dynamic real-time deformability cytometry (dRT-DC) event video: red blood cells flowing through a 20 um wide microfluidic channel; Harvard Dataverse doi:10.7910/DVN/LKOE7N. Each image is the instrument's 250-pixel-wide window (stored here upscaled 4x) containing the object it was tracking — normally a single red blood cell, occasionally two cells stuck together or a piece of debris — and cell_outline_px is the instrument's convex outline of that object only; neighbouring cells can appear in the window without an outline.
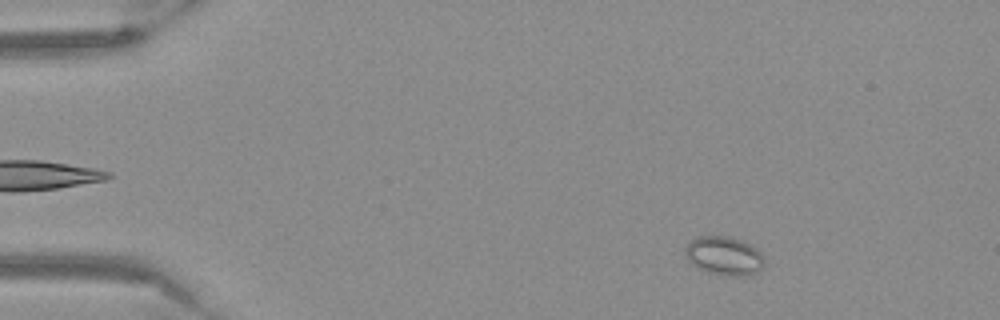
{"species": "Egyptian fruit bat (a non-hibernating species)", "species_latin": "Rousettus aegyptiacus", "temperature_condition": "warm", "stored_images_in_passage": 51, "camera_frame_rate_fps": 3000, "um_per_image_px": 0.085, "frame": {"image": 1, "passage_image": 5, "time_ms": 1.333, "image_size_px": [1000, 320], "cell_outline_px": [[764, 264], [756, 272], [748, 276], [732, 276], [708, 272], [692, 264], [688, 260], [684, 252], [684, 248], [692, 240], [700, 236], [728, 236], [740, 240], [756, 248], [764, 256]], "centroid_in_image_um": [61.55, 21.74], "position_along_channel_um": 23.4, "area_um2": 17.69}}
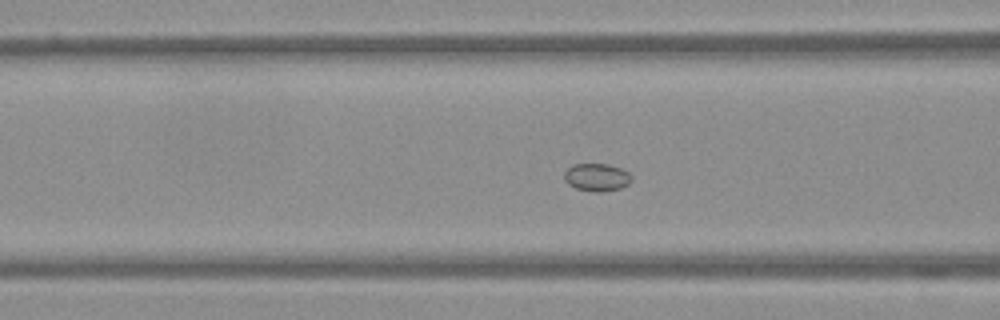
{"frame": {"image": 2, "passage_image": 19, "time_ms": 6.0, "image_size_px": [1000, 320], "cell_outline_px": [[632, 180], [628, 184], [620, 188], [600, 192], [596, 192], [576, 188], [568, 184], [564, 180], [564, 172], [572, 164], [608, 164], [620, 168], [628, 172], [632, 176]], "centroid_in_image_um": [50.72, 15.06], "position_along_channel_um": 115.9, "area_um2": 10.87}}
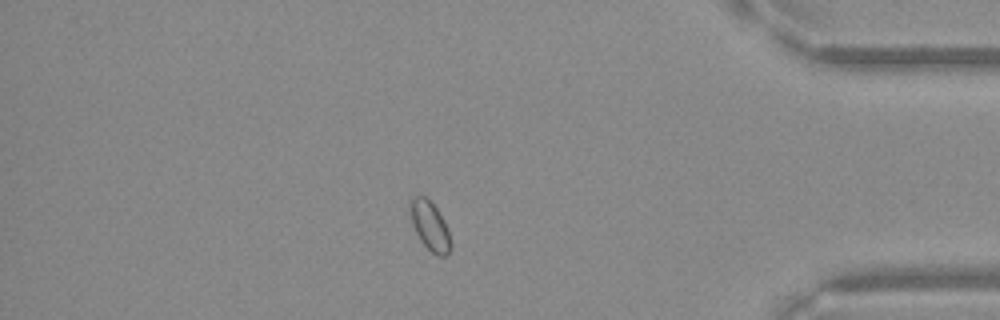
{"frame": {"image": 3, "passage_image": 44, "time_ms": 14.333, "image_size_px": [1000, 320], "cell_outline_px": [[452, 248], [448, 256], [440, 256], [432, 252], [420, 240], [412, 224], [408, 208], [408, 200], [412, 196], [424, 196], [436, 208], [444, 220], [448, 228], [452, 244]], "centroid_in_image_um": [36.53, 19.19], "position_along_channel_um": 398.7, "area_um2": 11.85}}